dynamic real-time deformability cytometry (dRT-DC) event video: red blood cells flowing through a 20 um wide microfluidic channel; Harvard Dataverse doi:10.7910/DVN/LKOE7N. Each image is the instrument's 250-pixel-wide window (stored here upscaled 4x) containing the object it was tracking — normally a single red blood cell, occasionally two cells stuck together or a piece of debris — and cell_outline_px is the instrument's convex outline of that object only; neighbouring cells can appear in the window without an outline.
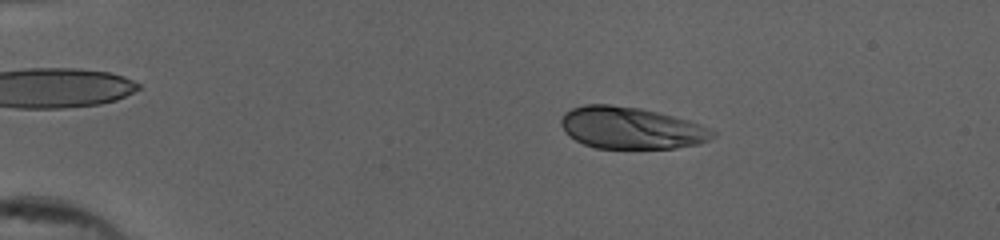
{"species": "human", "species_latin": "Homo sapiens", "temperature_condition": "cold", "stored_images_in_passage": 42, "camera_frame_rate_fps": 3000, "um_per_image_px": 0.085, "donor": {"sex": "female"}, "frame": {"image": 1, "passage_image": 12, "time_ms": 3.667, "image_size_px": [1000, 240], "cell_outline_px": [[696, 140], [688, 144], [668, 148], [600, 148], [576, 140], [564, 128], [564, 116], [568, 112], [576, 108], [592, 104], [600, 104], [632, 108], [648, 112], [672, 120]], "centroid_in_image_um": [53.0, 10.89], "position_along_channel_um": 32.0, "area_um2": 30.81}}
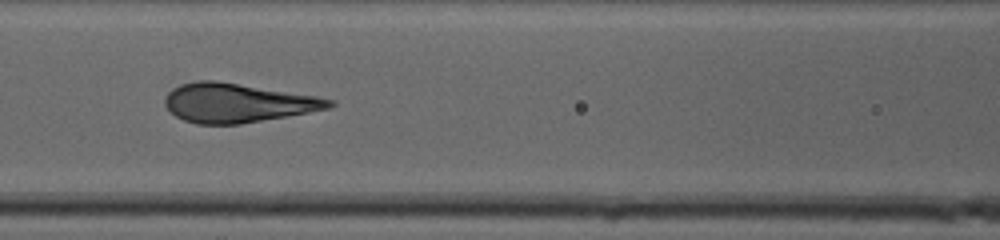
{"frame": {"image": 2, "passage_image": 27, "time_ms": 8.667, "image_size_px": [1000, 240], "cell_outline_px": [[332, 104], [324, 108], [304, 112], [236, 124], [204, 124], [188, 120], [172, 112], [168, 108], [168, 96], [176, 88], [184, 84], [232, 84], [328, 100]], "centroid_in_image_um": [20.11, 8.81], "position_along_channel_um": 146.5, "area_um2": 33.18}}
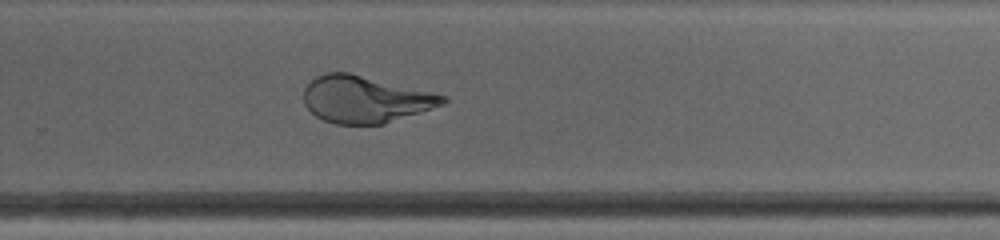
{"frame": {"image": 3, "passage_image": 39, "time_ms": 12.667, "image_size_px": [1000, 240], "cell_outline_px": [[444, 100], [428, 108], [380, 124], [340, 124], [328, 120], [312, 112], [308, 108], [308, 84], [312, 80], [320, 76], [336, 72], [344, 72], [444, 96]], "centroid_in_image_um": [30.98, 8.45], "position_along_channel_um": 298.8, "area_um2": 34.97}}